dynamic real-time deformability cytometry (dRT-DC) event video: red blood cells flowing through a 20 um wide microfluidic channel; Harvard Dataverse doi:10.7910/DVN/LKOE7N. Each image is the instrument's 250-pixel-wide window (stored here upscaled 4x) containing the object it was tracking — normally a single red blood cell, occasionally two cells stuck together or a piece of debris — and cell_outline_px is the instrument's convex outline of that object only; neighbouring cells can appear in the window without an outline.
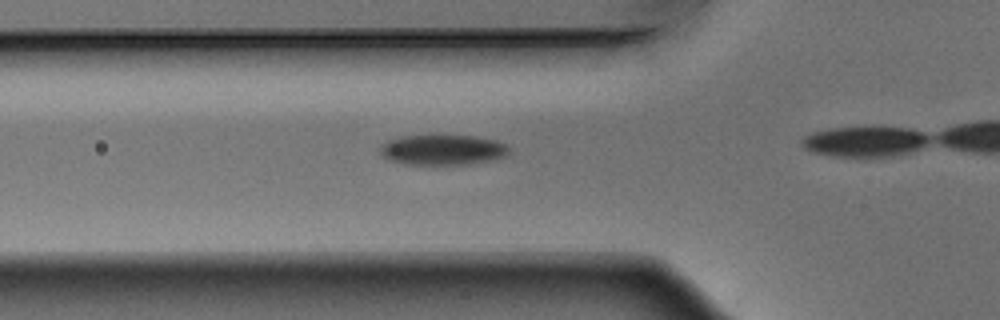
{"species": "Egyptian fruit bat (a non-hibernating species)", "species_latin": "Rousettus aegyptiacus", "temperature_condition": "warm", "stored_images_in_passage": 30, "camera_frame_rate_fps": 3000, "um_per_image_px": 0.085, "animal": {"sex": "male"}, "frame": {"image": 1, "passage_image": 2, "time_ms": 0.333, "image_size_px": [1000, 320], "cell_outline_px": [[512, 152], [508, 156], [492, 160], [472, 164], [404, 164], [388, 160], [380, 156], [376, 148], [388, 140], [404, 136], [472, 136], [496, 140], [508, 144]], "centroid_in_image_um": [37.64, 12.75], "position_along_channel_um": 88.2, "area_um2": 23.18}}
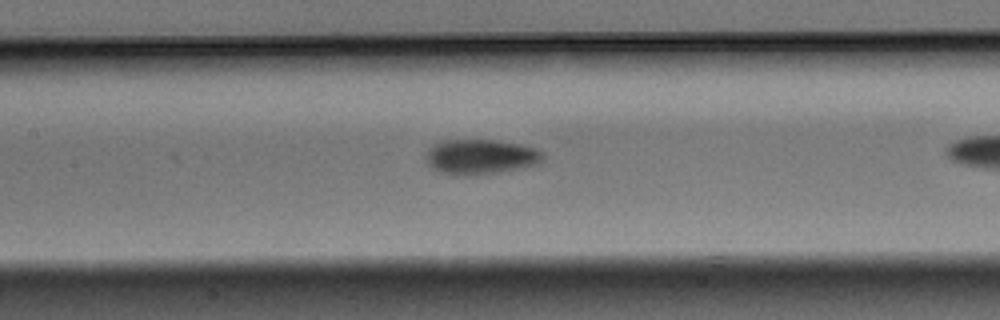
{"frame": {"image": 2, "passage_image": 8, "time_ms": 2.333, "image_size_px": [1000, 320], "cell_outline_px": [[544, 156], [536, 164], [520, 168], [500, 172], [476, 176], [452, 176], [440, 172], [432, 168], [428, 164], [428, 152], [432, 144], [440, 140], [492, 140], [520, 144], [536, 148], [544, 152]], "centroid_in_image_um": [40.83, 13.34], "position_along_channel_um": 166.6, "area_um2": 24.04}}
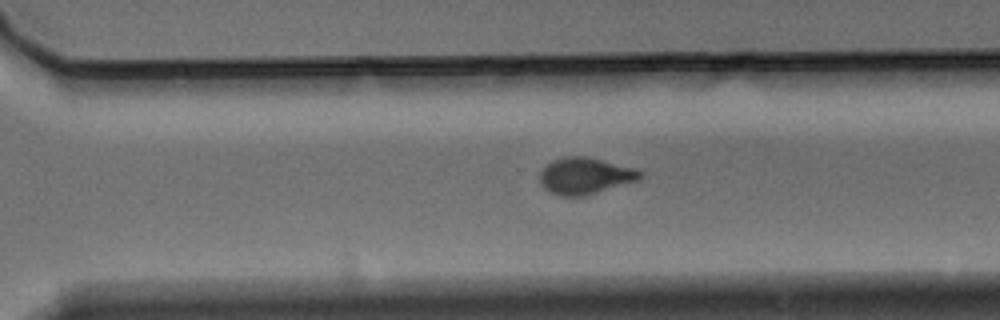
{"frame": {"image": 3, "passage_image": 20, "time_ms": 6.333, "image_size_px": [1000, 320], "cell_outline_px": [[644, 176], [640, 180], [584, 196], [560, 196], [544, 188], [540, 184], [540, 172], [544, 164], [552, 160], [568, 156], [584, 156], [636, 168], [644, 172]], "centroid_in_image_um": [49.75, 14.94], "position_along_channel_um": 320.9, "area_um2": 21.56}}